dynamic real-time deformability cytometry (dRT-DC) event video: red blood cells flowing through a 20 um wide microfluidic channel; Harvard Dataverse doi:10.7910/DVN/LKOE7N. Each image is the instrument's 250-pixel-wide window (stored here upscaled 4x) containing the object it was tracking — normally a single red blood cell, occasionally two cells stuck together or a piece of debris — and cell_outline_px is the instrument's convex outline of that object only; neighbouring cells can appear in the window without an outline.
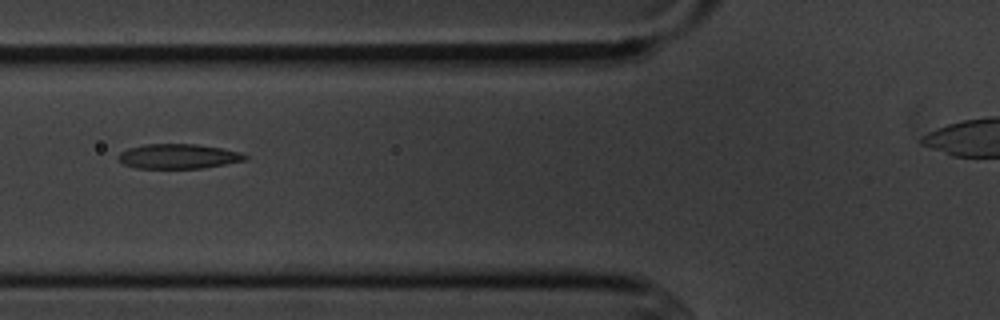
{"species": "common noctule bat (a hibernating species)", "species_latin": "Nyctalus noctula", "temperature_condition": "cold", "stored_images_in_passage": 13, "camera_frame_rate_fps": 3000, "um_per_image_px": 0.085, "animal": {"sex": "male", "body_mass_g": 20.1, "forearm_length_mm": 53.5}, "frame": {"image": 1, "passage_image": 3, "time_ms": 3.333, "image_size_px": [1000, 320], "cell_outline_px": [[248, 160], [200, 168], [136, 168], [124, 164], [116, 156], [120, 152], [128, 148], [144, 144], [196, 144], [220, 148], [240, 152], [248, 156]], "centroid_in_image_um": [15.14, 13.28], "position_along_channel_um": 110.7, "area_um2": 18.21}}
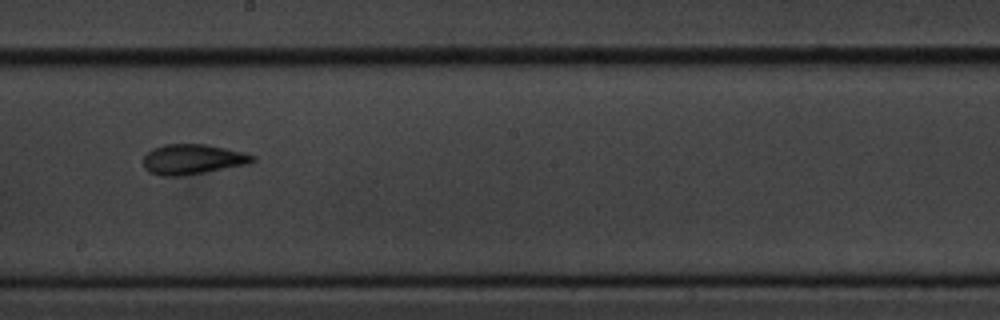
{"frame": {"image": 2, "passage_image": 6, "time_ms": 6.667, "image_size_px": [1000, 320], "cell_outline_px": [[256, 160], [248, 164], [204, 172], [180, 176], [160, 176], [148, 172], [144, 168], [144, 156], [152, 148], [164, 144], [204, 144], [244, 152], [256, 156]], "centroid_in_image_um": [16.35, 13.54], "position_along_channel_um": 231.8, "area_um2": 19.19}}
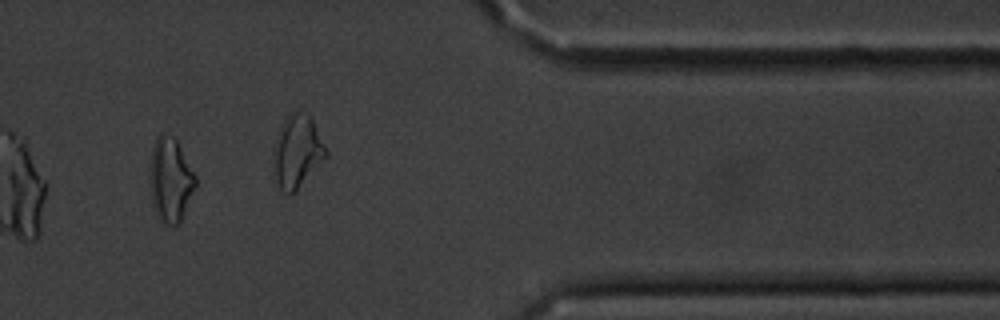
{"frame": {"image": 3, "passage_image": 10, "time_ms": 11.333, "image_size_px": [1000, 320], "cell_outline_px": [[196, 184], [180, 220], [176, 224], [160, 224], [156, 216], [152, 204], [148, 172], [148, 168], [152, 148], [156, 136], [160, 132], [164, 132], [172, 136], [176, 140], [196, 176]], "centroid_in_image_um": [14.42, 15.26], "position_along_channel_um": 397.0, "area_um2": 22.6}, "authors_computed_cell_mechanics": {"area_um2": 18.4382, "velocity_mm_per_s": 3.623, "shape_relaxation_time_tau1_ms": 3.7059, "shape_relaxation_time_tau2_ms": 2.1716, "deformation_change_tau1": 0.1408, "deformation_change_tau2": 0.0802}}